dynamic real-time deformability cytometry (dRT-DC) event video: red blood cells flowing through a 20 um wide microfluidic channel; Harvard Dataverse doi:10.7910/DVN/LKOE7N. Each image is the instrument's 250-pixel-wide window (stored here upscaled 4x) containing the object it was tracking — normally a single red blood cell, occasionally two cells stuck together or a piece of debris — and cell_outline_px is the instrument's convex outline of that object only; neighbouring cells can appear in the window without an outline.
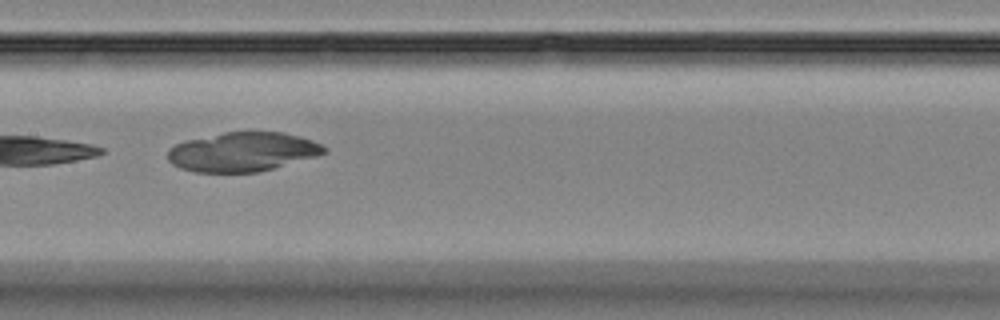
{"species": "Egyptian fruit bat (a non-hibernating species)", "species_latin": "Rousettus aegyptiacus", "temperature_condition": "room temperature", "stored_images_in_passage": 6, "camera_frame_rate_fps": 3000, "um_per_image_px": 0.085, "animal": {"sex": "female"}, "frame": {"image": 1, "passage_image": 6, "time_ms": 5.667, "image_size_px": [1000, 320], "cell_outline_px": [[328, 152], [316, 156], [272, 168], [256, 172], [196, 172], [180, 168], [172, 164], [168, 160], [168, 148], [184, 140], [224, 132], [252, 128], [284, 132], [300, 136], [312, 140], [328, 148]], "centroid_in_image_um": [20.62, 12.85], "position_along_channel_um": 186.8, "area_um2": 36.59}}